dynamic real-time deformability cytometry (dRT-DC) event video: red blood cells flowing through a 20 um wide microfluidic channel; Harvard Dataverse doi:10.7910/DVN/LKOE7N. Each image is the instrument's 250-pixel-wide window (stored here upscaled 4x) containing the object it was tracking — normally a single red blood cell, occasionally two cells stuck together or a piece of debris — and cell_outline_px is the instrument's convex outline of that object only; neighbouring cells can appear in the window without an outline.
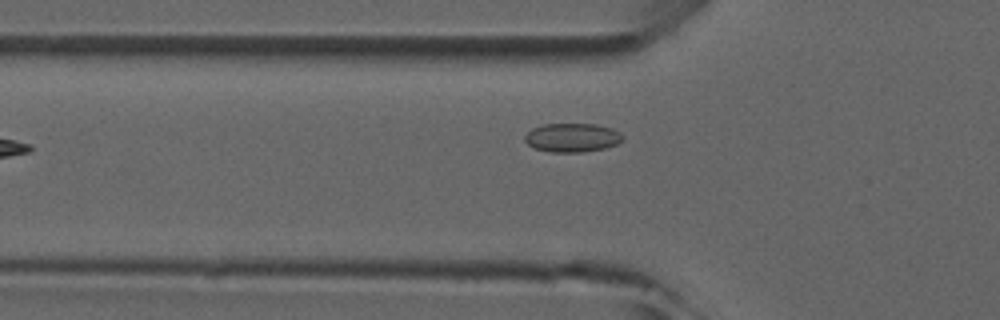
{"species": "common noctule bat (a hibernating species)", "species_latin": "Nyctalus noctula", "temperature_condition": "room temperature", "stored_images_in_passage": 7, "camera_frame_rate_fps": 3000, "um_per_image_px": 0.085, "animal": {"sex": "male", "forearm_length_mm": 52.5}, "frame": {"image": 1, "passage_image": 6, "time_ms": 6.0, "image_size_px": [1000, 320], "cell_outline_px": [[624, 140], [616, 144], [604, 148], [580, 152], [548, 152], [536, 148], [528, 144], [524, 140], [524, 136], [532, 128], [544, 124], [596, 124], [612, 128], [620, 132], [624, 136]], "centroid_in_image_um": [48.65, 11.69], "position_along_channel_um": 77.1, "area_um2": 16.47}}
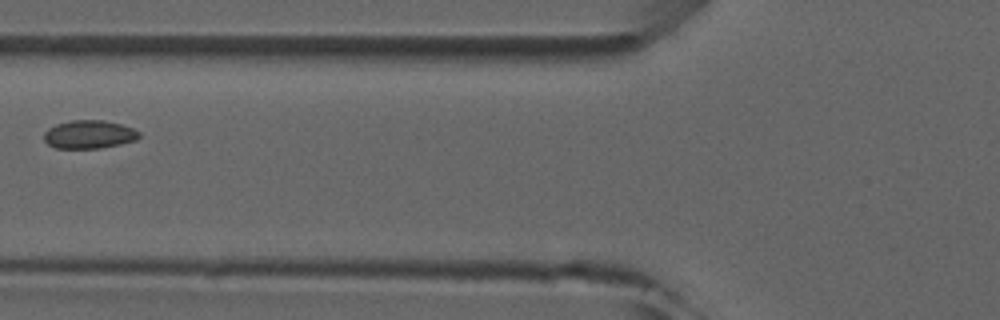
{"frame": {"image": 2, "passage_image": 7, "time_ms": 7.0, "image_size_px": [1000, 320], "cell_outline_px": [[140, 136], [136, 140], [120, 144], [100, 148], [56, 148], [48, 144], [44, 140], [44, 132], [48, 128], [56, 124], [72, 120], [104, 120], [120, 124], [132, 128], [140, 132]], "centroid_in_image_um": [7.57, 11.42], "position_along_channel_um": 118.2, "area_um2": 15.66}}